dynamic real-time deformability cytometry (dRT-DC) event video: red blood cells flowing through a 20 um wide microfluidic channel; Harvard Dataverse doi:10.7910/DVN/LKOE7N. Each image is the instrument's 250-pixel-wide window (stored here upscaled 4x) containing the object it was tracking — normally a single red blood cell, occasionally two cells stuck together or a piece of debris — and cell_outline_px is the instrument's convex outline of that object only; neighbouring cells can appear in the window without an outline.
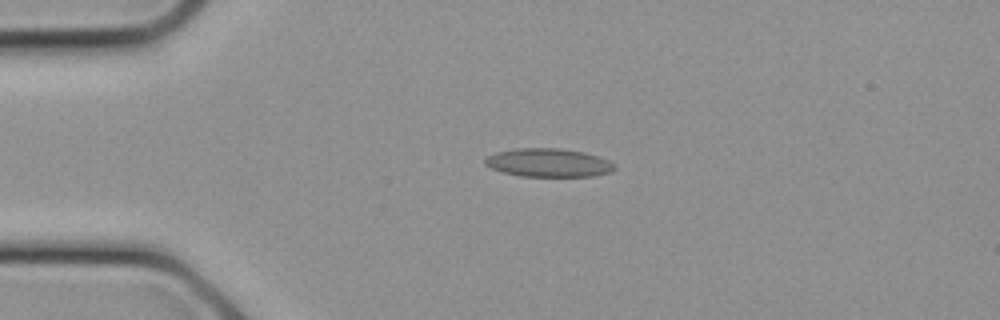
{"species": "common noctule bat (a hibernating species)", "species_latin": "Nyctalus noctula", "temperature_condition": "cold", "stored_images_in_passage": 15, "camera_frame_rate_fps": 3000, "um_per_image_px": 0.085, "animal": {"sex": "female", "body_mass_g": 21.9}, "frame": {"image": 1, "passage_image": 6, "time_ms": 1.667, "image_size_px": [1000, 320], "cell_outline_px": [[616, 168], [608, 172], [592, 176], [520, 176], [500, 172], [484, 164], [484, 160], [488, 156], [496, 152], [516, 148], [560, 148], [584, 152], [608, 160], [616, 164]], "centroid_in_image_um": [46.59, 13.83], "position_along_channel_um": 38.4, "area_um2": 21.44}}
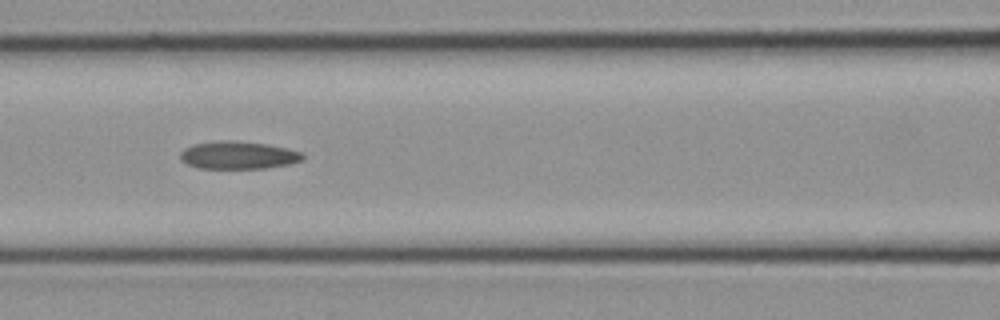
{"frame": {"image": 2, "passage_image": 11, "time_ms": 3.333, "image_size_px": [1000, 320], "cell_outline_px": [[304, 160], [288, 164], [264, 168], [196, 168], [180, 160], [180, 152], [184, 148], [192, 144], [220, 140], [232, 140], [268, 144], [288, 148], [304, 152]], "centroid_in_image_um": [20.25, 13.18], "position_along_channel_um": 146.3, "area_um2": 20.0}}
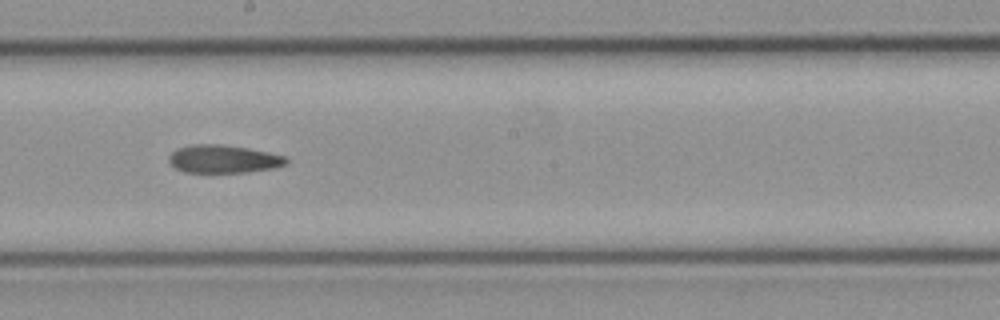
{"frame": {"image": 3, "passage_image": 14, "time_ms": 4.333, "image_size_px": [1000, 320], "cell_outline_px": [[288, 164], [276, 168], [248, 172], [184, 172], [176, 168], [168, 160], [168, 156], [176, 148], [192, 144], [220, 144], [248, 148], [288, 156]], "centroid_in_image_um": [19.03, 13.51], "position_along_channel_um": 229.2, "area_um2": 19.36}}